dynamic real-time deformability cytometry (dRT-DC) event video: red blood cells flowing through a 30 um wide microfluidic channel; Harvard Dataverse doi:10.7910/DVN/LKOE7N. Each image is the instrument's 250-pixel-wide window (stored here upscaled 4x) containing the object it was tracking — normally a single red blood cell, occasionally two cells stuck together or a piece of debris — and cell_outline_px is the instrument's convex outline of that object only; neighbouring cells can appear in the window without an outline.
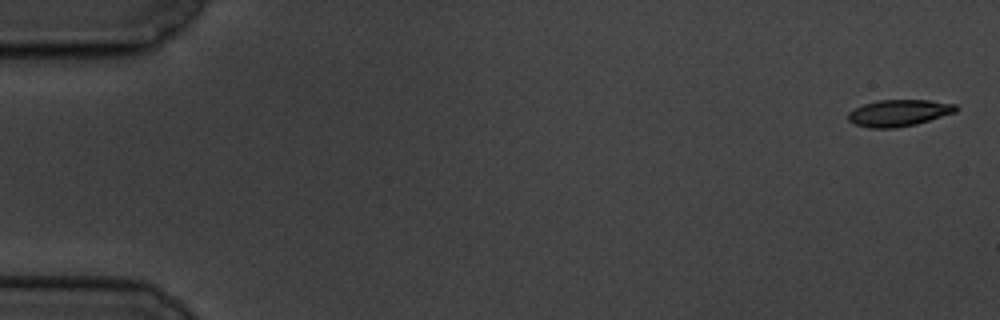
{"species": "common noctule bat (a hibernating species)", "species_latin": "Nyctalus noctula", "temperature_condition": "cold", "stored_images_in_passage": 8, "camera_frame_rate_fps": 3000, "um_per_image_px": 0.085, "animal": {"sex": "male", "body_mass_g": 19.5, "forearm_length_mm": 54.6}, "frame": {"image": 1, "passage_image": 1, "time_ms": 0.0, "image_size_px": [1000, 320], "cell_outline_px": [[960, 108], [956, 112], [916, 124], [896, 128], [868, 128], [856, 124], [848, 120], [848, 112], [864, 104], [876, 100], [928, 100], [956, 104]], "centroid_in_image_um": [76.42, 9.6], "position_along_channel_um": 8.6, "area_um2": 16.76}}
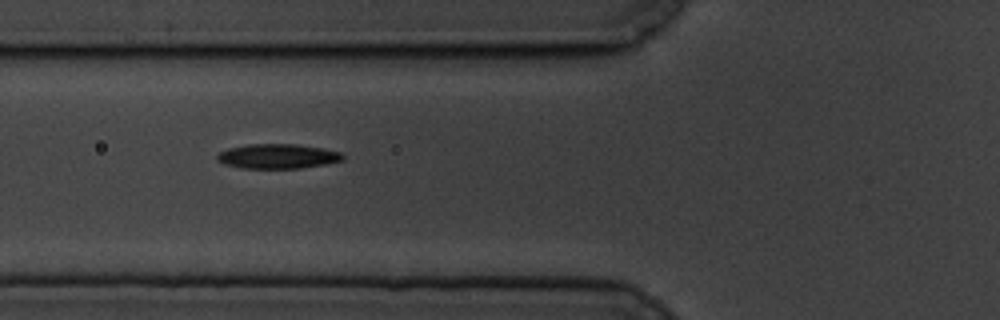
{"frame": {"image": 2, "passage_image": 7, "time_ms": 7.0, "image_size_px": [1000, 320], "cell_outline_px": [[344, 160], [324, 164], [300, 168], [240, 168], [224, 164], [216, 160], [216, 156], [220, 152], [228, 148], [248, 144], [296, 144], [324, 148], [340, 152], [344, 156]], "centroid_in_image_um": [23.59, 13.28], "position_along_channel_um": 102.2, "area_um2": 18.09}}
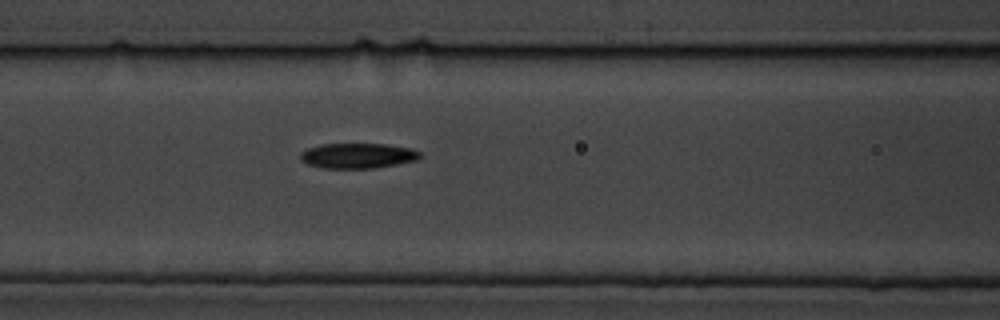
{"frame": {"image": 3, "passage_image": 8, "time_ms": 8.0, "image_size_px": [1000, 320], "cell_outline_px": [[420, 156], [416, 160], [376, 168], [320, 168], [308, 164], [300, 160], [300, 152], [308, 148], [320, 144], [384, 144], [412, 148], [420, 152]], "centroid_in_image_um": [30.37, 13.23], "position_along_channel_um": 136.2, "area_um2": 17.57}}